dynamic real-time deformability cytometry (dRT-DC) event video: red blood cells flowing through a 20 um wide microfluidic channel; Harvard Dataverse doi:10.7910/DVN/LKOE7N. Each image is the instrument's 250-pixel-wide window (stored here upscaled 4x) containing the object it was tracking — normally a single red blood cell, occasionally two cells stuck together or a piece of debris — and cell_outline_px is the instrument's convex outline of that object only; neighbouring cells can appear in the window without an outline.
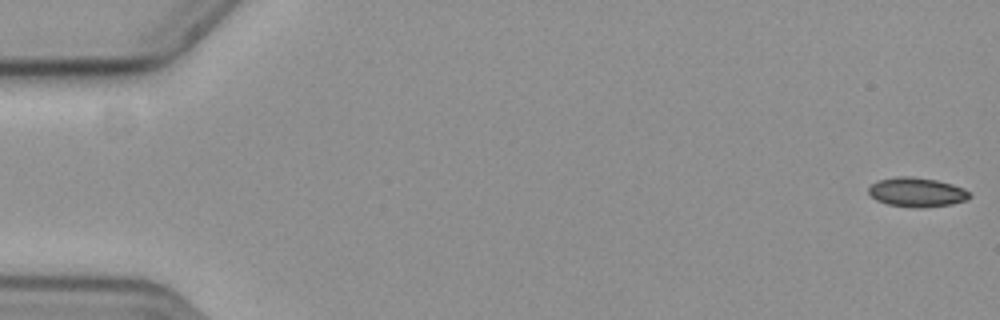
{"species": "common noctule bat (a hibernating species)", "species_latin": "Nyctalus noctula", "temperature_condition": "cold", "stored_images_in_passage": 12, "camera_frame_rate_fps": 3000, "um_per_image_px": 0.085, "animal": {"sex": "female", "body_mass_g": 19.3, "forearm_length_mm": 54.1}, "frame": {"image": 1, "passage_image": 1, "time_ms": 0.0, "image_size_px": [1000, 320], "cell_outline_px": [[972, 196], [968, 200], [952, 204], [924, 208], [912, 208], [888, 204], [876, 200], [868, 192], [868, 188], [876, 180], [896, 176], [912, 176], [936, 180], [952, 184], [964, 188]], "centroid_in_image_um": [77.93, 16.34], "position_along_channel_um": 7.1, "area_um2": 17.51}}